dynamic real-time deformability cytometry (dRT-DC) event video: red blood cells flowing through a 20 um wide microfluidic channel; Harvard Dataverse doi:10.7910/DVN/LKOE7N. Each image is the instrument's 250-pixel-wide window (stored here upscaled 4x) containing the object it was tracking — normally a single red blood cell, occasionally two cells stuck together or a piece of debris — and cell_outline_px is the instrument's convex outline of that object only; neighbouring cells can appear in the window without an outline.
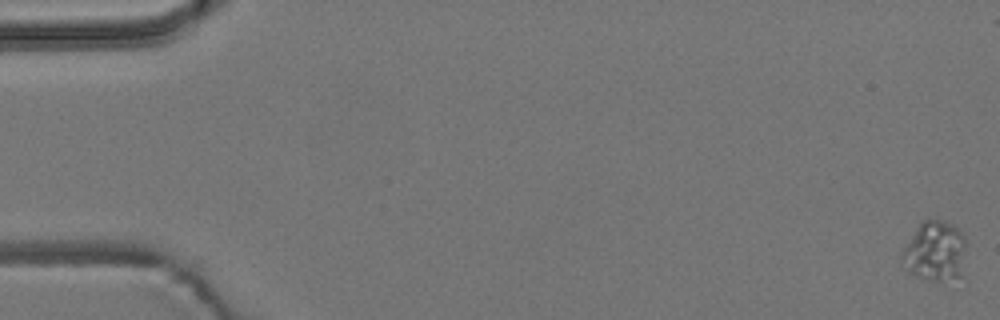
{"species": "common noctule bat (a hibernating species)", "species_latin": "Nyctalus noctula", "temperature_condition": "room temperature", "stored_images_in_passage": 6, "camera_frame_rate_fps": 3000, "um_per_image_px": 0.085, "animal": {"sex": "male", "body_mass_g": 19.2, "forearm_length_mm": 51.8}, "frame": {"image": 1, "passage_image": 1, "time_ms": 0.0, "image_size_px": [1000, 320], "cell_outline_px": [[964, 248], [960, 276], [940, 284], [916, 276], [908, 272], [900, 264], [900, 252], [916, 228], [924, 220], [944, 220], [960, 228], [964, 236]], "centroid_in_image_um": [79.42, 21.38], "position_along_channel_um": 5.6, "area_um2": 22.83}}
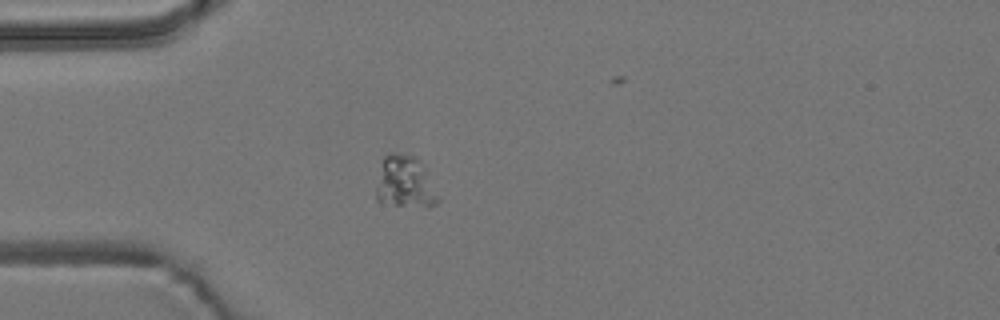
{"frame": {"image": 2, "passage_image": 4, "time_ms": 1.0, "image_size_px": [1000, 320], "cell_outline_px": [[440, 200], [436, 204], [396, 204], [376, 200], [376, 188], [384, 156], [388, 152], [396, 152], [416, 156], [424, 164]], "centroid_in_image_um": [34.43, 15.4], "position_along_channel_um": 50.6, "area_um2": 18.26}}